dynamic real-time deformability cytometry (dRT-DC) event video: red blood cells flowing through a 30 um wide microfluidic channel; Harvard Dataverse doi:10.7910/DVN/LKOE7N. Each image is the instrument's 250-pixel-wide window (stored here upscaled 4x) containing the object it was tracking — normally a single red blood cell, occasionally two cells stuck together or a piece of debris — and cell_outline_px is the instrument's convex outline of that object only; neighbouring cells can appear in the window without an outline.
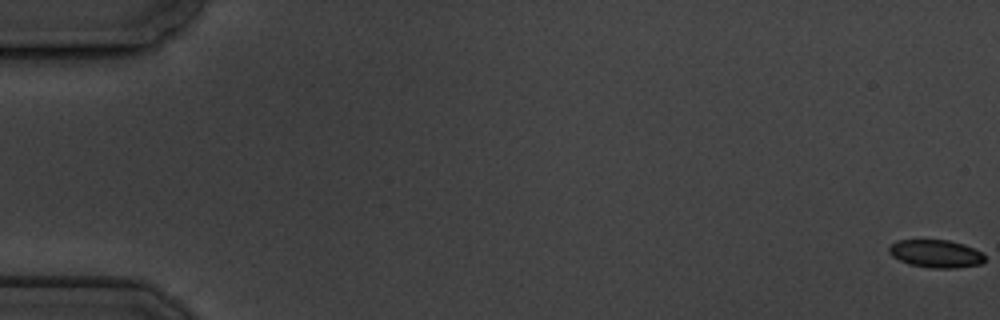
{"species": "common noctule bat (a hibernating species)", "species_latin": "Nyctalus noctula", "temperature_condition": "cold", "stored_images_in_passage": 5, "camera_frame_rate_fps": 3000, "um_per_image_px": 0.085, "animal": {"sex": "male", "body_mass_g": 19.5, "forearm_length_mm": 54.6}, "frame": {"image": 1, "passage_image": 1, "time_ms": 0.0, "image_size_px": [1000, 320], "cell_outline_px": [[984, 260], [980, 264], [956, 268], [932, 268], [908, 264], [892, 256], [888, 252], [888, 248], [896, 240], [948, 240], [964, 244], [984, 252]], "centroid_in_image_um": [79.55, 21.56], "position_along_channel_um": 5.4, "area_um2": 15.61}}